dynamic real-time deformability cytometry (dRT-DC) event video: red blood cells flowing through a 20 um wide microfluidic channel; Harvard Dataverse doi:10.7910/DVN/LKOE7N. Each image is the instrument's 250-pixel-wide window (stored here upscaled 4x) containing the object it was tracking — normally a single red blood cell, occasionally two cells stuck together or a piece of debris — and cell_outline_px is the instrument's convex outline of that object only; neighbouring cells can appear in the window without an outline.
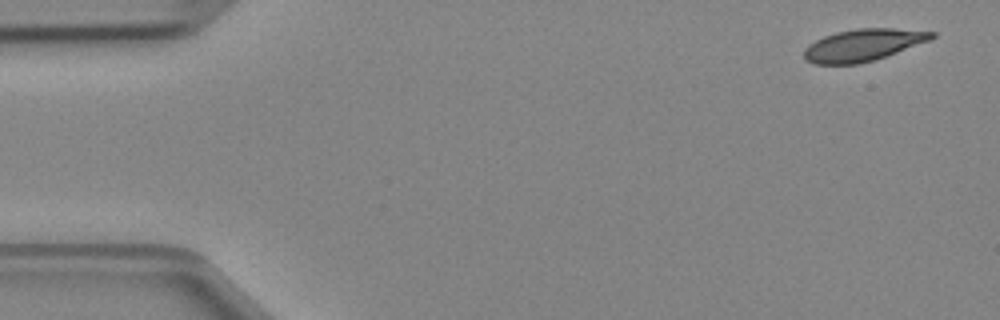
{"species": "Egyptian fruit bat (a non-hibernating species)", "species_latin": "Rousettus aegyptiacus", "temperature_condition": "cold", "stored_images_in_passage": 4, "camera_frame_rate_fps": 3000, "um_per_image_px": 0.085, "animal": {"sex": "female"}, "frame": {"image": 1, "passage_image": 1, "time_ms": 0.0, "image_size_px": [1000, 320], "cell_outline_px": [[936, 36], [928, 40], [876, 60], [860, 64], [816, 64], [804, 60], [804, 48], [808, 44], [824, 36], [836, 32], [856, 28], [892, 28], [936, 32]], "centroid_in_image_um": [73.32, 3.83], "position_along_channel_um": 11.7, "area_um2": 23.81}}
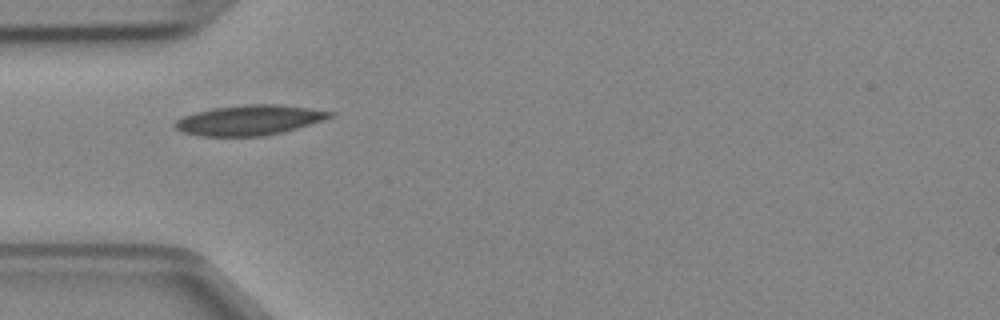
{"frame": {"image": 2, "passage_image": 4, "time_ms": 1.0, "image_size_px": [1000, 320], "cell_outline_px": [[336, 116], [296, 128], [264, 136], [200, 136], [184, 132], [176, 128], [172, 124], [176, 120], [184, 116], [196, 112], [212, 108], [244, 104], [280, 104], [336, 112]], "centroid_in_image_um": [21.21, 10.2], "position_along_channel_um": 63.8, "area_um2": 27.11}}